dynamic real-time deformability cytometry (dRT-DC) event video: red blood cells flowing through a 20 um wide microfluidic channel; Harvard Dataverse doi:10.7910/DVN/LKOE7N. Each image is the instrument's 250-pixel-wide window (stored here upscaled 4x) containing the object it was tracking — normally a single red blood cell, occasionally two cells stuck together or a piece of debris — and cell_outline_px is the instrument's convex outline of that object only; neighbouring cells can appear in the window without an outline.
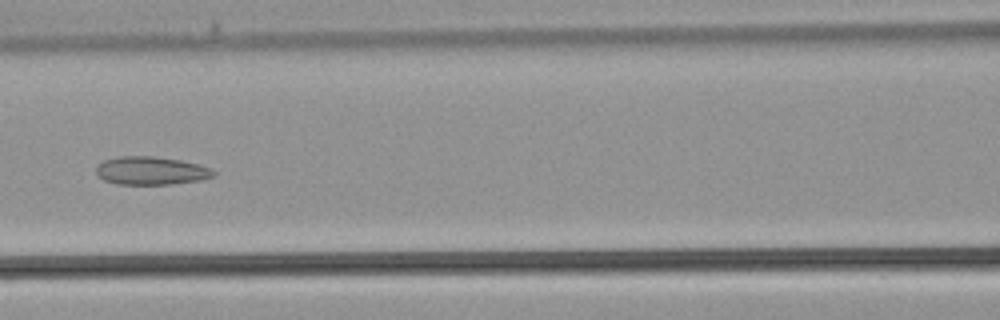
{"species": "common noctule bat (a hibernating species)", "species_latin": "Nyctalus noctula", "temperature_condition": "warm", "stored_images_in_passage": 37, "camera_frame_rate_fps": 3000, "um_per_image_px": 0.085, "animal": {"sex": "male", "body_mass_g": 21.5, "forearm_length_mm": 52.0}, "frame": {"image": 1, "passage_image": 16, "time_ms": 5.0, "image_size_px": [1000, 320], "cell_outline_px": [[216, 176], [200, 180], [172, 184], [116, 184], [104, 180], [96, 176], [96, 168], [104, 160], [116, 156], [152, 156], [180, 160], [200, 164], [212, 168], [216, 172]], "centroid_in_image_um": [12.86, 14.51], "position_along_channel_um": 153.7, "area_um2": 19.48}}
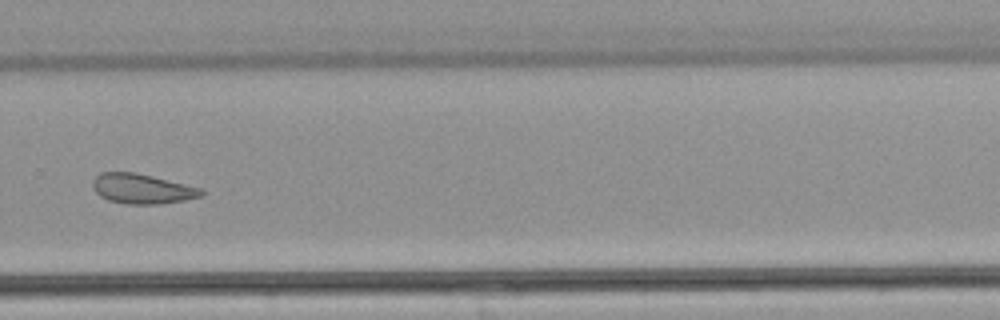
{"frame": {"image": 2, "passage_image": 25, "time_ms": 8.0, "image_size_px": [1000, 320], "cell_outline_px": [[204, 192], [200, 196], [184, 200], [160, 204], [124, 204], [108, 200], [100, 196], [92, 188], [92, 180], [100, 172], [136, 172], [200, 188]], "centroid_in_image_um": [12.01, 16.04], "position_along_channel_um": 317.8, "area_um2": 18.84}}
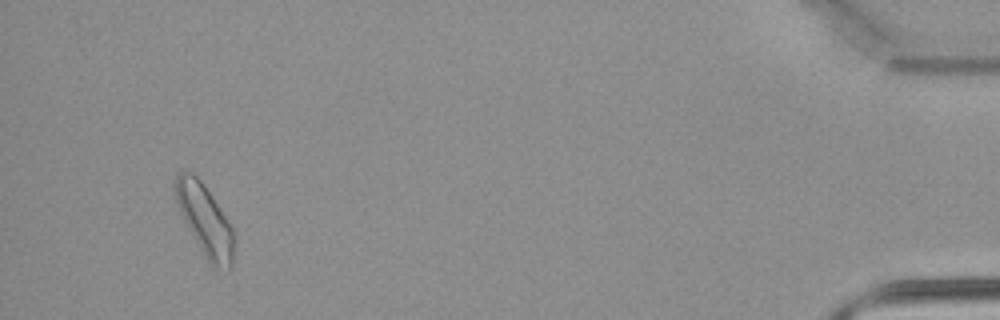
{"frame": {"image": 3, "passage_image": 35, "time_ms": 11.333, "image_size_px": [1000, 320], "cell_outline_px": [[236, 236], [232, 268], [228, 272], [216, 268], [208, 260], [188, 228], [176, 204], [172, 188], [172, 184], [176, 176], [180, 172], [192, 172], [200, 180], [212, 196], [228, 220]], "centroid_in_image_um": [17.43, 18.73], "position_along_channel_um": 417.8, "area_um2": 24.57}}